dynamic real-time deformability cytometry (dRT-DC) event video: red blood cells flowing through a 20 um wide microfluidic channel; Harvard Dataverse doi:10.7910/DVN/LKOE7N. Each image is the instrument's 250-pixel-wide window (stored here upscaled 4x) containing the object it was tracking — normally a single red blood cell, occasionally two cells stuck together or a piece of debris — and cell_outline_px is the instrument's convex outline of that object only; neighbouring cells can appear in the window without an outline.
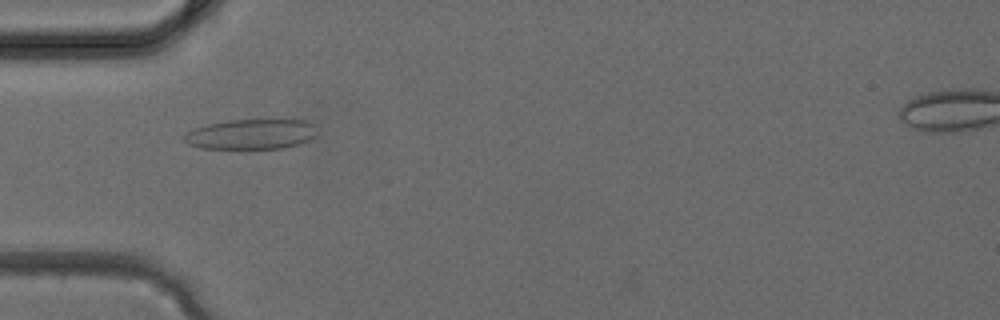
{"species": "common noctule bat (a hibernating species)", "species_latin": "Nyctalus noctula", "temperature_condition": "cold", "stored_images_in_passage": 38, "camera_frame_rate_fps": 3000, "um_per_image_px": 0.085, "animal": {"sex": "female", "body_mass_g": 24.6, "forearm_length_mm": 56.2}, "frame": {"image": 1, "passage_image": 12, "time_ms": 3.667, "image_size_px": [1000, 320], "cell_outline_px": [[316, 136], [312, 140], [300, 144], [284, 148], [200, 148], [188, 144], [184, 140], [184, 136], [188, 132], [196, 128], [208, 124], [228, 120], [304, 120], [312, 124], [316, 132]], "centroid_in_image_um": [21.38, 11.41], "position_along_channel_um": 63.6, "area_um2": 23.18}}
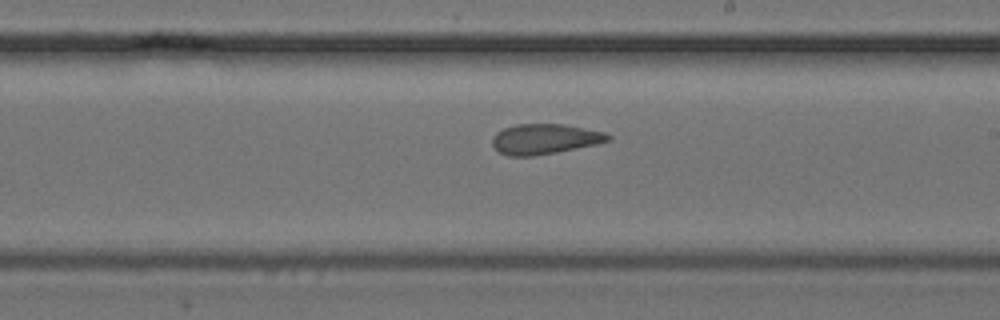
{"frame": {"image": 2, "passage_image": 22, "time_ms": 7.0, "image_size_px": [1000, 320], "cell_outline_px": [[612, 140], [596, 144], [556, 152], [532, 156], [508, 156], [500, 152], [492, 144], [492, 140], [496, 132], [504, 128], [516, 124], [564, 124], [604, 132], [612, 136]], "centroid_in_image_um": [46.31, 11.81], "position_along_channel_um": 242.7, "area_um2": 20.29}}
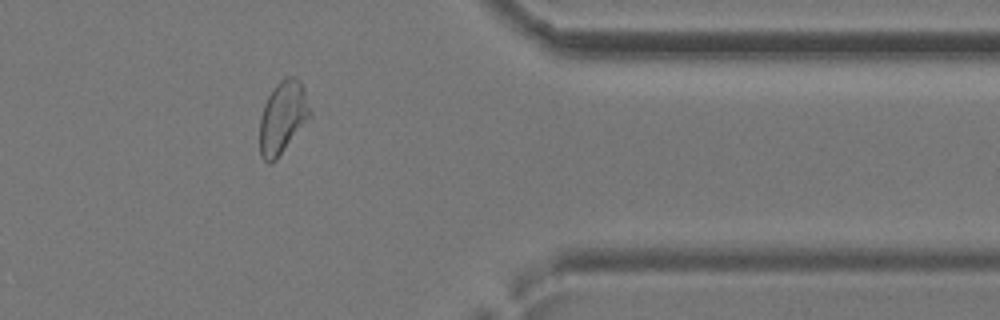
{"frame": {"image": 3, "passage_image": 31, "time_ms": 10.0, "image_size_px": [1000, 320], "cell_outline_px": [[312, 116], [276, 160], [272, 164], [268, 164], [260, 156], [260, 116], [264, 104], [272, 88], [280, 80], [288, 76], [296, 76], [300, 80], [304, 88], [312, 112]], "centroid_in_image_um": [24.04, 9.97], "position_along_channel_um": 387.4, "area_um2": 21.62}}